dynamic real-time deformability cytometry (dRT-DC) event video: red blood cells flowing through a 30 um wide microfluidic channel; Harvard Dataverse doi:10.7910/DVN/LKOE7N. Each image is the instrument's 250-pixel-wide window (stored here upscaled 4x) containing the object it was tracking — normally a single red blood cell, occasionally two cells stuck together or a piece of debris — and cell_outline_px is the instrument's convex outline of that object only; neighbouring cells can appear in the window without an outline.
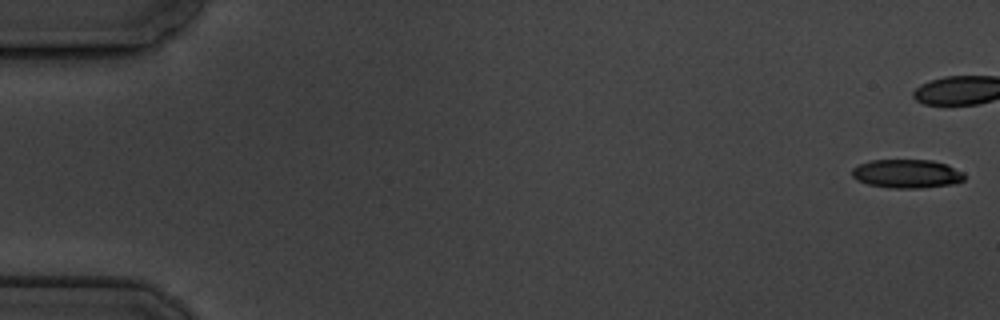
{"species": "common noctule bat (a hibernating species)", "species_latin": "Nyctalus noctula", "temperature_condition": "cold", "stored_images_in_passage": 11, "camera_frame_rate_fps": 3000, "um_per_image_px": 0.085, "animal": {"sex": "male", "body_mass_g": 19.5, "forearm_length_mm": 54.6}, "frame": {"image": 1, "passage_image": 1, "time_ms": 0.0, "image_size_px": [1000, 320], "cell_outline_px": [[964, 180], [956, 184], [920, 188], [892, 188], [868, 184], [856, 180], [852, 176], [852, 168], [860, 164], [872, 160], [932, 160], [944, 164], [964, 172]], "centroid_in_image_um": [77.09, 14.77], "position_along_channel_um": 7.9, "area_um2": 18.79}}